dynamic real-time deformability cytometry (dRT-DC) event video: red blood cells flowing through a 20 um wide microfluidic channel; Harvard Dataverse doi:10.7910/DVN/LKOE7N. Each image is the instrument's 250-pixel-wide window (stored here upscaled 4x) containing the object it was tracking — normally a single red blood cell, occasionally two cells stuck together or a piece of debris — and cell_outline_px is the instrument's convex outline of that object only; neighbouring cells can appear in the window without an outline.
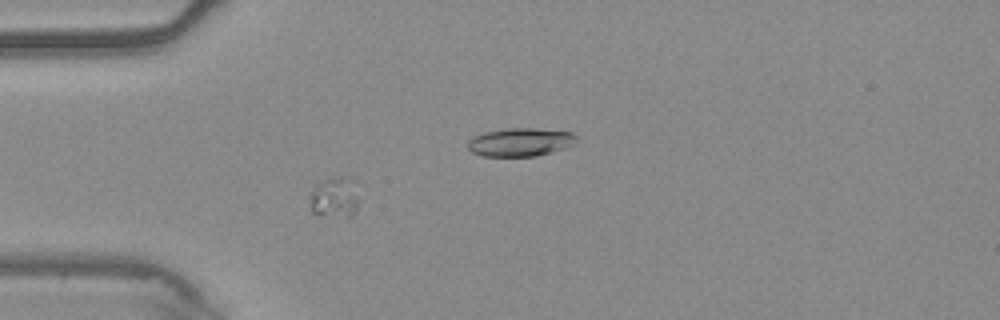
{"species": "common noctule bat (a hibernating species)", "species_latin": "Nyctalus noctula", "temperature_condition": "warm", "stored_images_in_passage": 54, "segment_of_instrument_passage": [2, 2], "camera_frame_rate_fps": 3000, "um_per_image_px": 0.085, "animal": {"sex": "male", "body_mass_g": 20.4}, "frame": {"image": 1, "passage_image": 14, "time_ms": 4.333, "image_size_px": [1000, 320], "cell_outline_px": [[356, 212], [348, 220], [320, 216], [312, 212], [308, 196], [308, 192], [316, 184], [328, 176], [340, 176], [356, 196]], "centroid_in_image_um": [28.29, 16.9], "position_along_channel_um": 56.7, "area_um2": 11.62}}
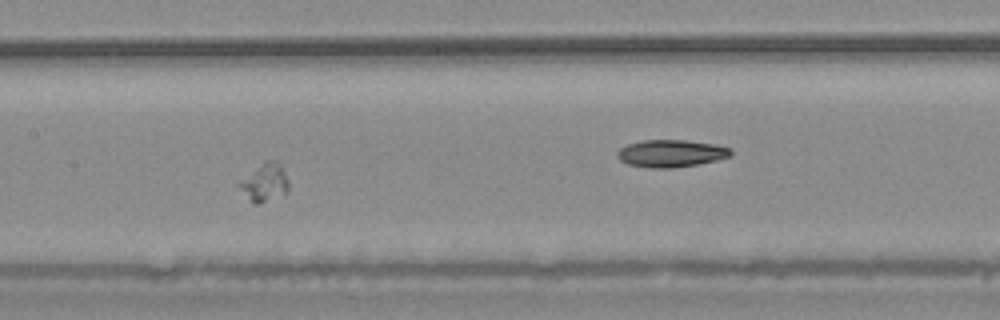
{"frame": {"image": 2, "passage_image": 25, "time_ms": 8.0, "image_size_px": [1000, 320], "cell_outline_px": [[288, 192], [256, 204], [236, 184], [236, 180], [264, 160], [276, 160], [280, 164], [288, 180]], "centroid_in_image_um": [22.45, 15.44], "position_along_channel_um": 184.9, "area_um2": 10.92}}
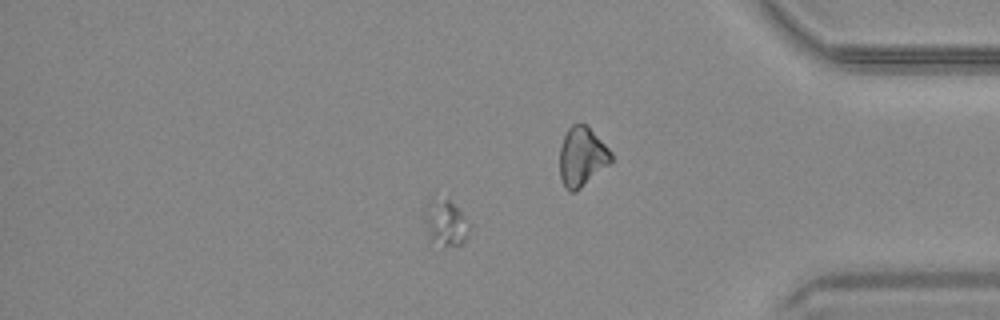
{"frame": {"image": 3, "passage_image": 45, "time_ms": 14.667, "image_size_px": [1000, 320], "cell_outline_px": [[472, 224], [468, 236], [460, 244], [428, 244], [424, 216], [424, 208], [428, 200], [432, 196], [448, 200]], "centroid_in_image_um": [37.82, 18.93], "position_along_channel_um": 397.4, "area_um2": 12.31}}